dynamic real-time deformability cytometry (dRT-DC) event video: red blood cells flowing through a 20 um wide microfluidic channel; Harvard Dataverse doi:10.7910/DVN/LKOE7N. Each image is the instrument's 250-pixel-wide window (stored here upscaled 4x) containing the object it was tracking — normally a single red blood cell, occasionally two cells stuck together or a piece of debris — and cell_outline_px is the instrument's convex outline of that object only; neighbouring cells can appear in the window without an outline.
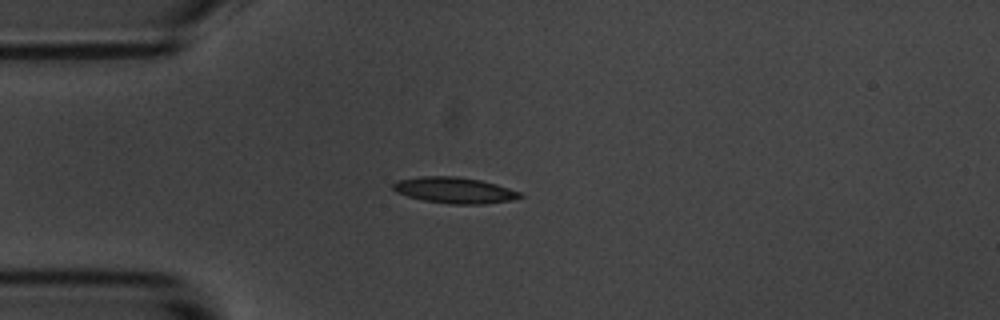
{"species": "common noctule bat (a hibernating species)", "species_latin": "Nyctalus noctula", "temperature_condition": "room temperature", "stored_images_in_passage": 43, "camera_frame_rate_fps": 3000, "um_per_image_px": 0.085, "animal": {"sex": "male", "body_mass_g": 20.1, "forearm_length_mm": 53.5}, "frame": {"image": 1, "passage_image": 1, "time_ms": 0.0, "image_size_px": [1000, 320], "cell_outline_px": [[524, 196], [512, 200], [484, 204], [452, 204], [424, 200], [408, 196], [396, 192], [392, 188], [392, 184], [396, 180], [420, 176], [456, 176], [480, 180], [496, 184], [520, 192]], "centroid_in_image_um": [38.61, 16.16], "position_along_channel_um": 46.4, "area_um2": 19.25}}
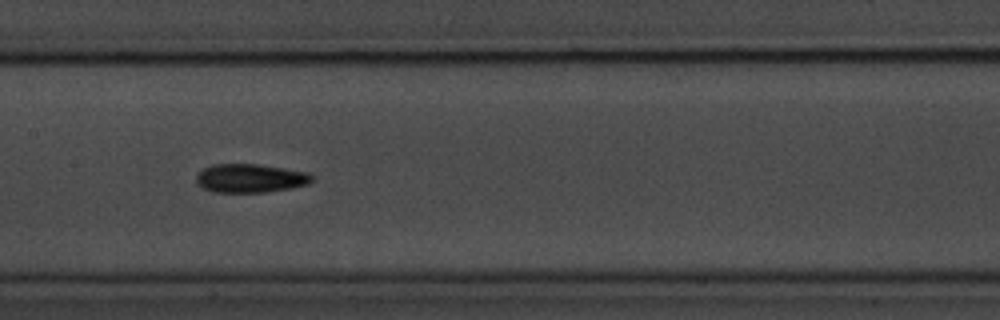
{"frame": {"image": 2, "passage_image": 14, "time_ms": 4.333, "image_size_px": [1000, 320], "cell_outline_px": [[312, 180], [308, 184], [292, 188], [264, 192], [212, 192], [200, 188], [196, 180], [196, 176], [204, 168], [212, 164], [256, 164], [284, 168], [308, 172], [312, 176]], "centroid_in_image_um": [21.25, 15.15], "position_along_channel_um": 186.2, "area_um2": 19.36}}
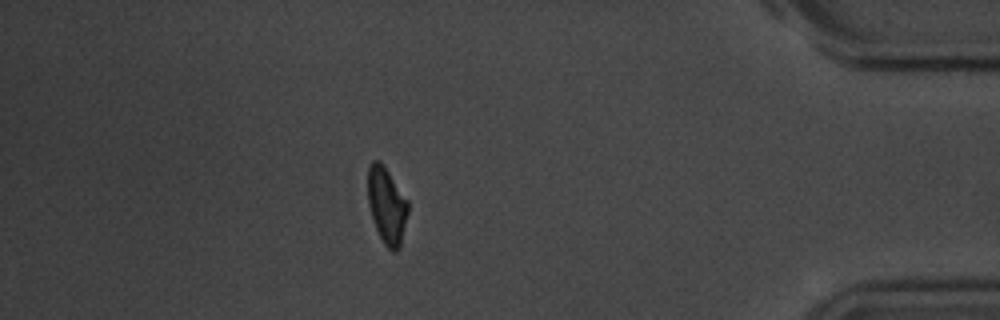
{"frame": {"image": 3, "passage_image": 36, "time_ms": 11.667, "image_size_px": [1000, 320], "cell_outline_px": [[408, 212], [400, 248], [396, 252], [392, 252], [384, 244], [372, 220], [368, 204], [368, 168], [372, 160], [380, 160], [384, 164], [408, 200]], "centroid_in_image_um": [32.88, 17.45], "position_along_channel_um": 402.3, "area_um2": 18.15}, "authors_computed_cell_mechanics": {"area_um2": 18.496, "velocity_mm_per_s": 3.539, "shape_relaxation_time_tau1_ms": 2.982, "shape_relaxation_time_tau2_ms": 2.6935, "deformation_change_tau1": 0.135, "deformation_change_tau2": 0.0951}}